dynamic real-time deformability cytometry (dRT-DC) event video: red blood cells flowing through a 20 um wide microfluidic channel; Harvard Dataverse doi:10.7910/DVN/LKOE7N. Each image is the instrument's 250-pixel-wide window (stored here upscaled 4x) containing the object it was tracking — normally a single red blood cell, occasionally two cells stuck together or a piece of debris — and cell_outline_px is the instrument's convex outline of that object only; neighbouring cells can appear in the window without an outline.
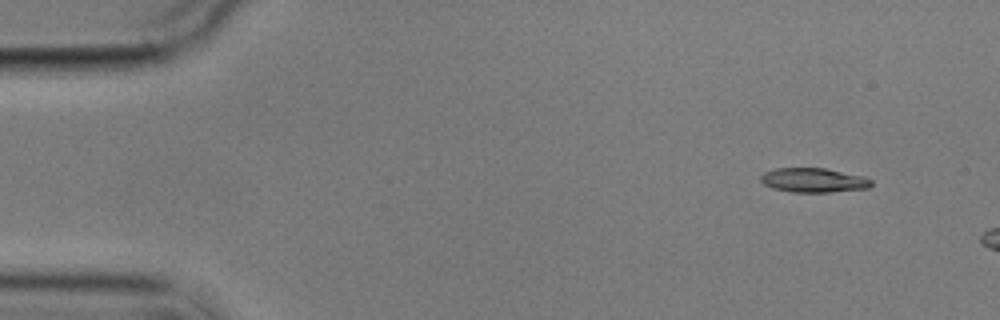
{"species": "common noctule bat (a hibernating species)", "species_latin": "Nyctalus noctula", "temperature_condition": "cold", "stored_images_in_passage": 13, "camera_frame_rate_fps": 3000, "um_per_image_px": 0.085, "animal": {"sex": "male", "body_mass_g": 17.9}, "frame": {"image": 1, "passage_image": 1, "time_ms": 0.0, "image_size_px": [1000, 320], "cell_outline_px": [[872, 184], [868, 188], [828, 192], [792, 192], [772, 188], [764, 184], [760, 180], [760, 176], [764, 172], [776, 168], [824, 168], [864, 176], [872, 180]], "centroid_in_image_um": [69.14, 15.31], "position_along_channel_um": 15.9, "area_um2": 15.66}}
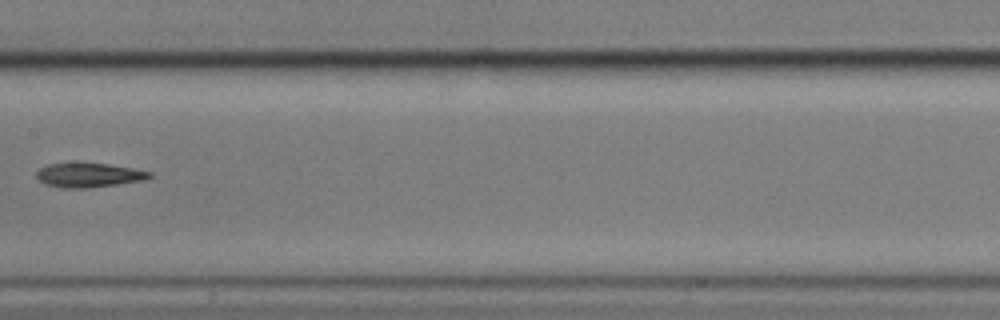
{"frame": {"image": 2, "passage_image": 7, "time_ms": 8.0, "image_size_px": [1000, 320], "cell_outline_px": [[152, 176], [140, 180], [116, 184], [88, 188], [60, 188], [48, 184], [40, 180], [36, 176], [36, 172], [40, 168], [48, 164], [108, 164], [132, 168], [152, 172]], "centroid_in_image_um": [7.53, 14.89], "position_along_channel_um": 199.9, "area_um2": 15.49}}
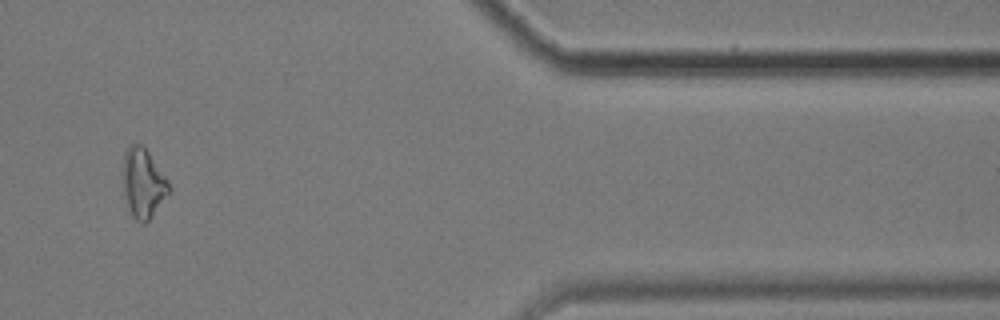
{"frame": {"image": 3, "passage_image": 12, "time_ms": 14.667, "image_size_px": [1000, 320], "cell_outline_px": [[168, 192], [152, 216], [144, 224], [140, 224], [132, 216], [128, 208], [124, 196], [124, 152], [132, 144], [140, 144], [148, 152], [168, 180]], "centroid_in_image_um": [12.15, 15.6], "position_along_channel_um": 399.3, "area_um2": 18.03}}